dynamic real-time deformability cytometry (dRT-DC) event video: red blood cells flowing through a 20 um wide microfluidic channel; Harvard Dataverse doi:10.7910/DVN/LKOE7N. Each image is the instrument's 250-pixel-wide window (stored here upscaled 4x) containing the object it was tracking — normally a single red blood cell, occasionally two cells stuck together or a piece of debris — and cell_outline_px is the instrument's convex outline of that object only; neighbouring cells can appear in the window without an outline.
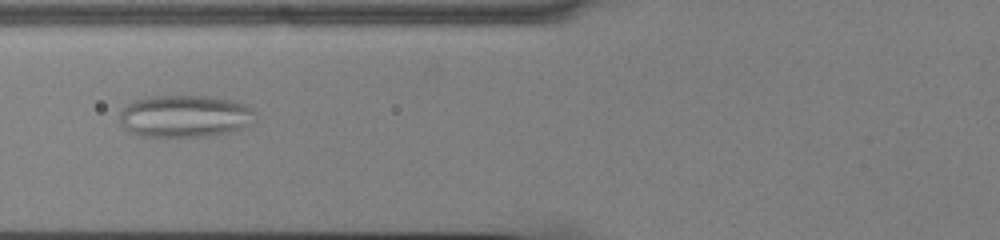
{"species": "common noctule bat (a hibernating species)", "species_latin": "Nyctalus noctula", "temperature_condition": "cold", "stored_images_in_passage": 57, "camera_frame_rate_fps": 3000, "um_per_image_px": 0.085, "animal": {"sex": "male", "body_mass_g": 13.0, "forearm_length_mm": 53.1}, "frame": {"image": 1, "passage_image": 24, "time_ms": 7.667, "image_size_px": [1000, 240], "cell_outline_px": [[256, 124], [252, 128], [232, 132], [208, 136], [140, 136], [128, 132], [124, 128], [120, 120], [120, 108], [136, 100], [148, 96], [216, 96], [236, 100], [252, 108], [256, 112]], "centroid_in_image_um": [15.83, 9.88], "position_along_channel_um": 110.0, "area_um2": 34.39}}
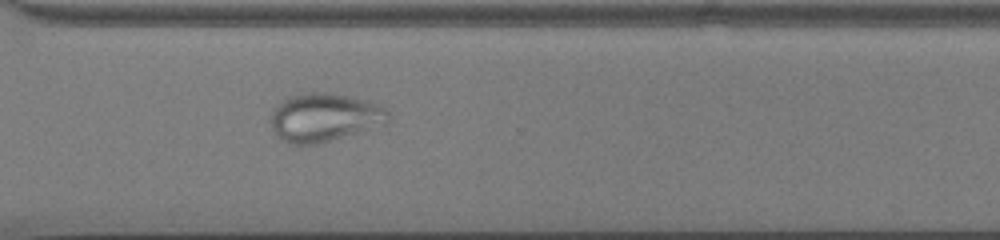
{"frame": {"image": 2, "passage_image": 43, "time_ms": 14.0, "image_size_px": [1000, 240], "cell_outline_px": [[388, 124], [320, 144], [292, 144], [280, 140], [272, 132], [272, 112], [276, 104], [288, 96], [308, 92], [324, 92], [364, 100], [376, 104], [384, 108], [388, 112]], "centroid_in_image_um": [27.54, 10.01], "position_along_channel_um": 343.1, "area_um2": 33.23}}
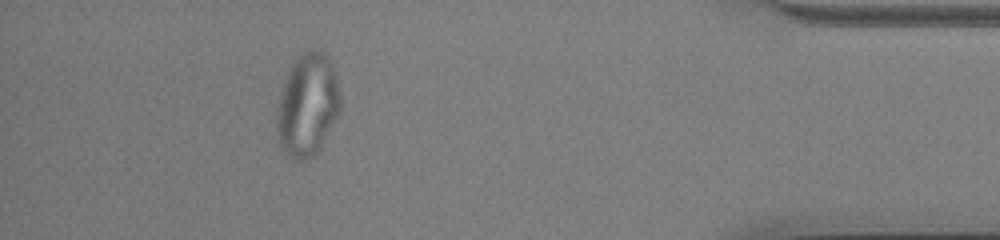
{"frame": {"image": 3, "passage_image": 52, "time_ms": 17.0, "image_size_px": [1000, 240], "cell_outline_px": [[340, 112], [320, 148], [312, 156], [304, 160], [292, 160], [280, 148], [276, 136], [276, 116], [280, 92], [288, 72], [292, 64], [308, 48], [320, 48], [328, 56], [332, 64], [336, 76], [340, 92]], "centroid_in_image_um": [26.13, 8.93], "position_along_channel_um": 409.1, "area_um2": 38.49}}